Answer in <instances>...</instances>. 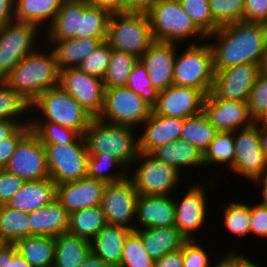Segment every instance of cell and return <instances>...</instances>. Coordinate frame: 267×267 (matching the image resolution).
Segmentation results:
<instances>
[{
    "label": "cell",
    "mask_w": 267,
    "mask_h": 267,
    "mask_svg": "<svg viewBox=\"0 0 267 267\" xmlns=\"http://www.w3.org/2000/svg\"><path fill=\"white\" fill-rule=\"evenodd\" d=\"M39 28L32 23L11 21L0 27V81L28 54L34 52ZM36 41V42H35Z\"/></svg>",
    "instance_id": "cell-10"
},
{
    "label": "cell",
    "mask_w": 267,
    "mask_h": 267,
    "mask_svg": "<svg viewBox=\"0 0 267 267\" xmlns=\"http://www.w3.org/2000/svg\"><path fill=\"white\" fill-rule=\"evenodd\" d=\"M138 60L139 58L132 54L112 49L110 63L102 79L104 88L126 86L130 73Z\"/></svg>",
    "instance_id": "cell-38"
},
{
    "label": "cell",
    "mask_w": 267,
    "mask_h": 267,
    "mask_svg": "<svg viewBox=\"0 0 267 267\" xmlns=\"http://www.w3.org/2000/svg\"><path fill=\"white\" fill-rule=\"evenodd\" d=\"M53 50L58 70L68 68H78L79 65L88 57L100 44V39L92 38H68L64 40H47ZM54 49H53V48Z\"/></svg>",
    "instance_id": "cell-27"
},
{
    "label": "cell",
    "mask_w": 267,
    "mask_h": 267,
    "mask_svg": "<svg viewBox=\"0 0 267 267\" xmlns=\"http://www.w3.org/2000/svg\"><path fill=\"white\" fill-rule=\"evenodd\" d=\"M59 86L68 92L93 118H98L104 104L103 80L79 68L60 71Z\"/></svg>",
    "instance_id": "cell-15"
},
{
    "label": "cell",
    "mask_w": 267,
    "mask_h": 267,
    "mask_svg": "<svg viewBox=\"0 0 267 267\" xmlns=\"http://www.w3.org/2000/svg\"><path fill=\"white\" fill-rule=\"evenodd\" d=\"M213 53L209 43H189L174 63L173 85L201 90L205 95L214 83Z\"/></svg>",
    "instance_id": "cell-7"
},
{
    "label": "cell",
    "mask_w": 267,
    "mask_h": 267,
    "mask_svg": "<svg viewBox=\"0 0 267 267\" xmlns=\"http://www.w3.org/2000/svg\"><path fill=\"white\" fill-rule=\"evenodd\" d=\"M154 262L146 252L142 238L132 230L125 239L118 267H154Z\"/></svg>",
    "instance_id": "cell-44"
},
{
    "label": "cell",
    "mask_w": 267,
    "mask_h": 267,
    "mask_svg": "<svg viewBox=\"0 0 267 267\" xmlns=\"http://www.w3.org/2000/svg\"><path fill=\"white\" fill-rule=\"evenodd\" d=\"M43 114L42 119L32 117L30 121L57 123L78 131L82 136L93 117L61 86L43 91L30 105ZM38 119V120H37Z\"/></svg>",
    "instance_id": "cell-6"
},
{
    "label": "cell",
    "mask_w": 267,
    "mask_h": 267,
    "mask_svg": "<svg viewBox=\"0 0 267 267\" xmlns=\"http://www.w3.org/2000/svg\"><path fill=\"white\" fill-rule=\"evenodd\" d=\"M136 128L105 123L93 118L83 134L88 153H106L114 156L127 168L137 158L138 135Z\"/></svg>",
    "instance_id": "cell-3"
},
{
    "label": "cell",
    "mask_w": 267,
    "mask_h": 267,
    "mask_svg": "<svg viewBox=\"0 0 267 267\" xmlns=\"http://www.w3.org/2000/svg\"><path fill=\"white\" fill-rule=\"evenodd\" d=\"M126 86L153 105L158 91L153 87L149 73L140 60L134 65Z\"/></svg>",
    "instance_id": "cell-48"
},
{
    "label": "cell",
    "mask_w": 267,
    "mask_h": 267,
    "mask_svg": "<svg viewBox=\"0 0 267 267\" xmlns=\"http://www.w3.org/2000/svg\"><path fill=\"white\" fill-rule=\"evenodd\" d=\"M91 252L90 241L62 233L55 237V255L53 267H80Z\"/></svg>",
    "instance_id": "cell-31"
},
{
    "label": "cell",
    "mask_w": 267,
    "mask_h": 267,
    "mask_svg": "<svg viewBox=\"0 0 267 267\" xmlns=\"http://www.w3.org/2000/svg\"><path fill=\"white\" fill-rule=\"evenodd\" d=\"M132 230L114 224H106L90 241L91 252L105 263L118 267L127 235Z\"/></svg>",
    "instance_id": "cell-26"
},
{
    "label": "cell",
    "mask_w": 267,
    "mask_h": 267,
    "mask_svg": "<svg viewBox=\"0 0 267 267\" xmlns=\"http://www.w3.org/2000/svg\"><path fill=\"white\" fill-rule=\"evenodd\" d=\"M254 182L258 183L262 187V189H261L262 190L261 191L262 192L261 193V196H262L261 199L262 200L259 203L267 207V174H265L264 176L256 179Z\"/></svg>",
    "instance_id": "cell-64"
},
{
    "label": "cell",
    "mask_w": 267,
    "mask_h": 267,
    "mask_svg": "<svg viewBox=\"0 0 267 267\" xmlns=\"http://www.w3.org/2000/svg\"><path fill=\"white\" fill-rule=\"evenodd\" d=\"M92 6L101 7L112 12H126V0H88Z\"/></svg>",
    "instance_id": "cell-57"
},
{
    "label": "cell",
    "mask_w": 267,
    "mask_h": 267,
    "mask_svg": "<svg viewBox=\"0 0 267 267\" xmlns=\"http://www.w3.org/2000/svg\"><path fill=\"white\" fill-rule=\"evenodd\" d=\"M15 0H0V27L14 20Z\"/></svg>",
    "instance_id": "cell-58"
},
{
    "label": "cell",
    "mask_w": 267,
    "mask_h": 267,
    "mask_svg": "<svg viewBox=\"0 0 267 267\" xmlns=\"http://www.w3.org/2000/svg\"><path fill=\"white\" fill-rule=\"evenodd\" d=\"M138 222L134 230L175 226L174 198L170 195H139L136 204ZM138 226V227H137Z\"/></svg>",
    "instance_id": "cell-23"
},
{
    "label": "cell",
    "mask_w": 267,
    "mask_h": 267,
    "mask_svg": "<svg viewBox=\"0 0 267 267\" xmlns=\"http://www.w3.org/2000/svg\"><path fill=\"white\" fill-rule=\"evenodd\" d=\"M234 153L233 132H218L203 153L204 166L226 163V167L230 170L233 167Z\"/></svg>",
    "instance_id": "cell-41"
},
{
    "label": "cell",
    "mask_w": 267,
    "mask_h": 267,
    "mask_svg": "<svg viewBox=\"0 0 267 267\" xmlns=\"http://www.w3.org/2000/svg\"><path fill=\"white\" fill-rule=\"evenodd\" d=\"M14 245L32 267H53L55 237L32 235L17 240Z\"/></svg>",
    "instance_id": "cell-33"
},
{
    "label": "cell",
    "mask_w": 267,
    "mask_h": 267,
    "mask_svg": "<svg viewBox=\"0 0 267 267\" xmlns=\"http://www.w3.org/2000/svg\"><path fill=\"white\" fill-rule=\"evenodd\" d=\"M20 125L16 120L0 119V141L9 137Z\"/></svg>",
    "instance_id": "cell-59"
},
{
    "label": "cell",
    "mask_w": 267,
    "mask_h": 267,
    "mask_svg": "<svg viewBox=\"0 0 267 267\" xmlns=\"http://www.w3.org/2000/svg\"><path fill=\"white\" fill-rule=\"evenodd\" d=\"M106 224L101 206L89 207L70 214L68 233L91 241Z\"/></svg>",
    "instance_id": "cell-34"
},
{
    "label": "cell",
    "mask_w": 267,
    "mask_h": 267,
    "mask_svg": "<svg viewBox=\"0 0 267 267\" xmlns=\"http://www.w3.org/2000/svg\"><path fill=\"white\" fill-rule=\"evenodd\" d=\"M115 168L117 172L107 171ZM127 167L114 156L106 153H89L86 176L108 183L118 182L128 177Z\"/></svg>",
    "instance_id": "cell-36"
},
{
    "label": "cell",
    "mask_w": 267,
    "mask_h": 267,
    "mask_svg": "<svg viewBox=\"0 0 267 267\" xmlns=\"http://www.w3.org/2000/svg\"><path fill=\"white\" fill-rule=\"evenodd\" d=\"M209 5L219 26L243 21L244 0H209Z\"/></svg>",
    "instance_id": "cell-46"
},
{
    "label": "cell",
    "mask_w": 267,
    "mask_h": 267,
    "mask_svg": "<svg viewBox=\"0 0 267 267\" xmlns=\"http://www.w3.org/2000/svg\"><path fill=\"white\" fill-rule=\"evenodd\" d=\"M213 53L214 69L255 64L262 65L267 47V25L236 22L220 26L207 35Z\"/></svg>",
    "instance_id": "cell-1"
},
{
    "label": "cell",
    "mask_w": 267,
    "mask_h": 267,
    "mask_svg": "<svg viewBox=\"0 0 267 267\" xmlns=\"http://www.w3.org/2000/svg\"><path fill=\"white\" fill-rule=\"evenodd\" d=\"M210 267H237V253L234 250L228 251L215 265Z\"/></svg>",
    "instance_id": "cell-61"
},
{
    "label": "cell",
    "mask_w": 267,
    "mask_h": 267,
    "mask_svg": "<svg viewBox=\"0 0 267 267\" xmlns=\"http://www.w3.org/2000/svg\"><path fill=\"white\" fill-rule=\"evenodd\" d=\"M202 112L218 132H234L255 123L247 102L223 99L212 90L204 99Z\"/></svg>",
    "instance_id": "cell-16"
},
{
    "label": "cell",
    "mask_w": 267,
    "mask_h": 267,
    "mask_svg": "<svg viewBox=\"0 0 267 267\" xmlns=\"http://www.w3.org/2000/svg\"><path fill=\"white\" fill-rule=\"evenodd\" d=\"M111 12L107 9L92 6L83 0V16H81V38H107L108 22Z\"/></svg>",
    "instance_id": "cell-39"
},
{
    "label": "cell",
    "mask_w": 267,
    "mask_h": 267,
    "mask_svg": "<svg viewBox=\"0 0 267 267\" xmlns=\"http://www.w3.org/2000/svg\"><path fill=\"white\" fill-rule=\"evenodd\" d=\"M31 236L56 237L67 233L70 214L54 199L50 204L33 212H29Z\"/></svg>",
    "instance_id": "cell-25"
},
{
    "label": "cell",
    "mask_w": 267,
    "mask_h": 267,
    "mask_svg": "<svg viewBox=\"0 0 267 267\" xmlns=\"http://www.w3.org/2000/svg\"><path fill=\"white\" fill-rule=\"evenodd\" d=\"M6 244V242L0 237V249Z\"/></svg>",
    "instance_id": "cell-69"
},
{
    "label": "cell",
    "mask_w": 267,
    "mask_h": 267,
    "mask_svg": "<svg viewBox=\"0 0 267 267\" xmlns=\"http://www.w3.org/2000/svg\"><path fill=\"white\" fill-rule=\"evenodd\" d=\"M233 137L235 153L230 170L251 181L267 174V158L260 147L259 125L255 122L238 129L233 132Z\"/></svg>",
    "instance_id": "cell-12"
},
{
    "label": "cell",
    "mask_w": 267,
    "mask_h": 267,
    "mask_svg": "<svg viewBox=\"0 0 267 267\" xmlns=\"http://www.w3.org/2000/svg\"><path fill=\"white\" fill-rule=\"evenodd\" d=\"M80 267H113L112 265L105 263L94 253L90 252Z\"/></svg>",
    "instance_id": "cell-62"
},
{
    "label": "cell",
    "mask_w": 267,
    "mask_h": 267,
    "mask_svg": "<svg viewBox=\"0 0 267 267\" xmlns=\"http://www.w3.org/2000/svg\"><path fill=\"white\" fill-rule=\"evenodd\" d=\"M247 104L255 122L267 111V73L260 71Z\"/></svg>",
    "instance_id": "cell-49"
},
{
    "label": "cell",
    "mask_w": 267,
    "mask_h": 267,
    "mask_svg": "<svg viewBox=\"0 0 267 267\" xmlns=\"http://www.w3.org/2000/svg\"><path fill=\"white\" fill-rule=\"evenodd\" d=\"M196 240H187L183 244V267H210L209 253Z\"/></svg>",
    "instance_id": "cell-50"
},
{
    "label": "cell",
    "mask_w": 267,
    "mask_h": 267,
    "mask_svg": "<svg viewBox=\"0 0 267 267\" xmlns=\"http://www.w3.org/2000/svg\"><path fill=\"white\" fill-rule=\"evenodd\" d=\"M56 198V184L51 178L25 181L6 206L23 212H33L50 204Z\"/></svg>",
    "instance_id": "cell-24"
},
{
    "label": "cell",
    "mask_w": 267,
    "mask_h": 267,
    "mask_svg": "<svg viewBox=\"0 0 267 267\" xmlns=\"http://www.w3.org/2000/svg\"><path fill=\"white\" fill-rule=\"evenodd\" d=\"M130 175L126 179L106 185L100 206L107 224L134 230L136 223L133 222L136 220V204L139 194Z\"/></svg>",
    "instance_id": "cell-13"
},
{
    "label": "cell",
    "mask_w": 267,
    "mask_h": 267,
    "mask_svg": "<svg viewBox=\"0 0 267 267\" xmlns=\"http://www.w3.org/2000/svg\"><path fill=\"white\" fill-rule=\"evenodd\" d=\"M217 133V129L202 112L199 115L184 119L180 139L189 142L204 153Z\"/></svg>",
    "instance_id": "cell-37"
},
{
    "label": "cell",
    "mask_w": 267,
    "mask_h": 267,
    "mask_svg": "<svg viewBox=\"0 0 267 267\" xmlns=\"http://www.w3.org/2000/svg\"><path fill=\"white\" fill-rule=\"evenodd\" d=\"M28 236H31L29 213L1 205L0 237L7 244H14L17 240Z\"/></svg>",
    "instance_id": "cell-35"
},
{
    "label": "cell",
    "mask_w": 267,
    "mask_h": 267,
    "mask_svg": "<svg viewBox=\"0 0 267 267\" xmlns=\"http://www.w3.org/2000/svg\"><path fill=\"white\" fill-rule=\"evenodd\" d=\"M31 131L42 144H70L76 142L82 135L69 127L48 121H30Z\"/></svg>",
    "instance_id": "cell-40"
},
{
    "label": "cell",
    "mask_w": 267,
    "mask_h": 267,
    "mask_svg": "<svg viewBox=\"0 0 267 267\" xmlns=\"http://www.w3.org/2000/svg\"><path fill=\"white\" fill-rule=\"evenodd\" d=\"M4 169L24 181L50 178L44 146L32 131L18 143Z\"/></svg>",
    "instance_id": "cell-14"
},
{
    "label": "cell",
    "mask_w": 267,
    "mask_h": 267,
    "mask_svg": "<svg viewBox=\"0 0 267 267\" xmlns=\"http://www.w3.org/2000/svg\"><path fill=\"white\" fill-rule=\"evenodd\" d=\"M64 0H15L14 21L32 23L39 29L51 24ZM49 21V22H48ZM44 22V23H43Z\"/></svg>",
    "instance_id": "cell-32"
},
{
    "label": "cell",
    "mask_w": 267,
    "mask_h": 267,
    "mask_svg": "<svg viewBox=\"0 0 267 267\" xmlns=\"http://www.w3.org/2000/svg\"><path fill=\"white\" fill-rule=\"evenodd\" d=\"M261 71L267 73V47H266L264 59H263L262 65H261Z\"/></svg>",
    "instance_id": "cell-68"
},
{
    "label": "cell",
    "mask_w": 267,
    "mask_h": 267,
    "mask_svg": "<svg viewBox=\"0 0 267 267\" xmlns=\"http://www.w3.org/2000/svg\"><path fill=\"white\" fill-rule=\"evenodd\" d=\"M150 155L156 160L176 168L180 173L183 168L185 170V167L195 166L197 168L204 165L203 153L189 142L181 139L154 149Z\"/></svg>",
    "instance_id": "cell-30"
},
{
    "label": "cell",
    "mask_w": 267,
    "mask_h": 267,
    "mask_svg": "<svg viewBox=\"0 0 267 267\" xmlns=\"http://www.w3.org/2000/svg\"><path fill=\"white\" fill-rule=\"evenodd\" d=\"M205 97L201 90L171 85L158 91L152 110L158 115L185 119L202 113Z\"/></svg>",
    "instance_id": "cell-17"
},
{
    "label": "cell",
    "mask_w": 267,
    "mask_h": 267,
    "mask_svg": "<svg viewBox=\"0 0 267 267\" xmlns=\"http://www.w3.org/2000/svg\"><path fill=\"white\" fill-rule=\"evenodd\" d=\"M176 44L154 41L139 58L157 91L173 85L174 63L178 53Z\"/></svg>",
    "instance_id": "cell-21"
},
{
    "label": "cell",
    "mask_w": 267,
    "mask_h": 267,
    "mask_svg": "<svg viewBox=\"0 0 267 267\" xmlns=\"http://www.w3.org/2000/svg\"><path fill=\"white\" fill-rule=\"evenodd\" d=\"M50 178L55 184L86 177L87 151L84 137L70 144H43Z\"/></svg>",
    "instance_id": "cell-9"
},
{
    "label": "cell",
    "mask_w": 267,
    "mask_h": 267,
    "mask_svg": "<svg viewBox=\"0 0 267 267\" xmlns=\"http://www.w3.org/2000/svg\"><path fill=\"white\" fill-rule=\"evenodd\" d=\"M243 21L267 25V0H244Z\"/></svg>",
    "instance_id": "cell-53"
},
{
    "label": "cell",
    "mask_w": 267,
    "mask_h": 267,
    "mask_svg": "<svg viewBox=\"0 0 267 267\" xmlns=\"http://www.w3.org/2000/svg\"><path fill=\"white\" fill-rule=\"evenodd\" d=\"M81 16H83V0H64L48 26L46 40L81 38Z\"/></svg>",
    "instance_id": "cell-28"
},
{
    "label": "cell",
    "mask_w": 267,
    "mask_h": 267,
    "mask_svg": "<svg viewBox=\"0 0 267 267\" xmlns=\"http://www.w3.org/2000/svg\"><path fill=\"white\" fill-rule=\"evenodd\" d=\"M8 267H32L28 261L17 251L13 257L8 260Z\"/></svg>",
    "instance_id": "cell-63"
},
{
    "label": "cell",
    "mask_w": 267,
    "mask_h": 267,
    "mask_svg": "<svg viewBox=\"0 0 267 267\" xmlns=\"http://www.w3.org/2000/svg\"><path fill=\"white\" fill-rule=\"evenodd\" d=\"M260 147L267 158V128L259 126Z\"/></svg>",
    "instance_id": "cell-66"
},
{
    "label": "cell",
    "mask_w": 267,
    "mask_h": 267,
    "mask_svg": "<svg viewBox=\"0 0 267 267\" xmlns=\"http://www.w3.org/2000/svg\"><path fill=\"white\" fill-rule=\"evenodd\" d=\"M41 49L23 58L3 80L30 105L43 91L59 85L60 71L55 54L49 44L47 50Z\"/></svg>",
    "instance_id": "cell-2"
},
{
    "label": "cell",
    "mask_w": 267,
    "mask_h": 267,
    "mask_svg": "<svg viewBox=\"0 0 267 267\" xmlns=\"http://www.w3.org/2000/svg\"><path fill=\"white\" fill-rule=\"evenodd\" d=\"M16 252L17 249L14 244L6 243L0 249V267H8V260H10Z\"/></svg>",
    "instance_id": "cell-60"
},
{
    "label": "cell",
    "mask_w": 267,
    "mask_h": 267,
    "mask_svg": "<svg viewBox=\"0 0 267 267\" xmlns=\"http://www.w3.org/2000/svg\"><path fill=\"white\" fill-rule=\"evenodd\" d=\"M214 71L212 91L218 97L247 102L261 71V65L242 64Z\"/></svg>",
    "instance_id": "cell-18"
},
{
    "label": "cell",
    "mask_w": 267,
    "mask_h": 267,
    "mask_svg": "<svg viewBox=\"0 0 267 267\" xmlns=\"http://www.w3.org/2000/svg\"><path fill=\"white\" fill-rule=\"evenodd\" d=\"M179 2L184 12L206 36L220 27L213 20L209 0H179Z\"/></svg>",
    "instance_id": "cell-45"
},
{
    "label": "cell",
    "mask_w": 267,
    "mask_h": 267,
    "mask_svg": "<svg viewBox=\"0 0 267 267\" xmlns=\"http://www.w3.org/2000/svg\"><path fill=\"white\" fill-rule=\"evenodd\" d=\"M225 205V206H224ZM223 205V220L226 229L241 237L250 234V205L239 201H230Z\"/></svg>",
    "instance_id": "cell-43"
},
{
    "label": "cell",
    "mask_w": 267,
    "mask_h": 267,
    "mask_svg": "<svg viewBox=\"0 0 267 267\" xmlns=\"http://www.w3.org/2000/svg\"><path fill=\"white\" fill-rule=\"evenodd\" d=\"M160 0H126V12L147 14Z\"/></svg>",
    "instance_id": "cell-56"
},
{
    "label": "cell",
    "mask_w": 267,
    "mask_h": 267,
    "mask_svg": "<svg viewBox=\"0 0 267 267\" xmlns=\"http://www.w3.org/2000/svg\"><path fill=\"white\" fill-rule=\"evenodd\" d=\"M106 41L112 49L140 58L154 42L147 14L112 12Z\"/></svg>",
    "instance_id": "cell-5"
},
{
    "label": "cell",
    "mask_w": 267,
    "mask_h": 267,
    "mask_svg": "<svg viewBox=\"0 0 267 267\" xmlns=\"http://www.w3.org/2000/svg\"><path fill=\"white\" fill-rule=\"evenodd\" d=\"M31 131L30 124L20 125L9 137L0 141V169L5 168L18 143Z\"/></svg>",
    "instance_id": "cell-51"
},
{
    "label": "cell",
    "mask_w": 267,
    "mask_h": 267,
    "mask_svg": "<svg viewBox=\"0 0 267 267\" xmlns=\"http://www.w3.org/2000/svg\"><path fill=\"white\" fill-rule=\"evenodd\" d=\"M135 163L138 167L130 178L139 195H171L181 181V173L176 168L156 160L150 154L139 152L133 165Z\"/></svg>",
    "instance_id": "cell-11"
},
{
    "label": "cell",
    "mask_w": 267,
    "mask_h": 267,
    "mask_svg": "<svg viewBox=\"0 0 267 267\" xmlns=\"http://www.w3.org/2000/svg\"><path fill=\"white\" fill-rule=\"evenodd\" d=\"M154 267H183V246L155 260Z\"/></svg>",
    "instance_id": "cell-55"
},
{
    "label": "cell",
    "mask_w": 267,
    "mask_h": 267,
    "mask_svg": "<svg viewBox=\"0 0 267 267\" xmlns=\"http://www.w3.org/2000/svg\"><path fill=\"white\" fill-rule=\"evenodd\" d=\"M147 16L154 41L176 43L195 36L199 37L197 42L207 40V36L184 12L179 0H160Z\"/></svg>",
    "instance_id": "cell-4"
},
{
    "label": "cell",
    "mask_w": 267,
    "mask_h": 267,
    "mask_svg": "<svg viewBox=\"0 0 267 267\" xmlns=\"http://www.w3.org/2000/svg\"><path fill=\"white\" fill-rule=\"evenodd\" d=\"M151 111L152 105L127 86L113 87L104 90L103 109L98 119L113 125L136 127Z\"/></svg>",
    "instance_id": "cell-8"
},
{
    "label": "cell",
    "mask_w": 267,
    "mask_h": 267,
    "mask_svg": "<svg viewBox=\"0 0 267 267\" xmlns=\"http://www.w3.org/2000/svg\"><path fill=\"white\" fill-rule=\"evenodd\" d=\"M111 51L112 48L108 42L101 41L78 68L86 74L103 79L110 63Z\"/></svg>",
    "instance_id": "cell-47"
},
{
    "label": "cell",
    "mask_w": 267,
    "mask_h": 267,
    "mask_svg": "<svg viewBox=\"0 0 267 267\" xmlns=\"http://www.w3.org/2000/svg\"><path fill=\"white\" fill-rule=\"evenodd\" d=\"M237 252V267H260L256 262L249 260L247 256Z\"/></svg>",
    "instance_id": "cell-65"
},
{
    "label": "cell",
    "mask_w": 267,
    "mask_h": 267,
    "mask_svg": "<svg viewBox=\"0 0 267 267\" xmlns=\"http://www.w3.org/2000/svg\"><path fill=\"white\" fill-rule=\"evenodd\" d=\"M142 125L145 130L138 136V151L150 154L154 149L180 139L184 118L158 115L152 110Z\"/></svg>",
    "instance_id": "cell-22"
},
{
    "label": "cell",
    "mask_w": 267,
    "mask_h": 267,
    "mask_svg": "<svg viewBox=\"0 0 267 267\" xmlns=\"http://www.w3.org/2000/svg\"><path fill=\"white\" fill-rule=\"evenodd\" d=\"M28 111L31 112L30 104L4 81H0V119L16 120L21 125L30 124L28 117L23 121L22 118H19Z\"/></svg>",
    "instance_id": "cell-42"
},
{
    "label": "cell",
    "mask_w": 267,
    "mask_h": 267,
    "mask_svg": "<svg viewBox=\"0 0 267 267\" xmlns=\"http://www.w3.org/2000/svg\"><path fill=\"white\" fill-rule=\"evenodd\" d=\"M134 231L142 238L146 252L154 260L182 248L187 241L175 226L143 228Z\"/></svg>",
    "instance_id": "cell-29"
},
{
    "label": "cell",
    "mask_w": 267,
    "mask_h": 267,
    "mask_svg": "<svg viewBox=\"0 0 267 267\" xmlns=\"http://www.w3.org/2000/svg\"><path fill=\"white\" fill-rule=\"evenodd\" d=\"M20 177L0 169V206L6 205L7 202L15 195L24 184Z\"/></svg>",
    "instance_id": "cell-52"
},
{
    "label": "cell",
    "mask_w": 267,
    "mask_h": 267,
    "mask_svg": "<svg viewBox=\"0 0 267 267\" xmlns=\"http://www.w3.org/2000/svg\"><path fill=\"white\" fill-rule=\"evenodd\" d=\"M107 183L95 178L83 177L73 182L56 185V200L71 214L101 205Z\"/></svg>",
    "instance_id": "cell-20"
},
{
    "label": "cell",
    "mask_w": 267,
    "mask_h": 267,
    "mask_svg": "<svg viewBox=\"0 0 267 267\" xmlns=\"http://www.w3.org/2000/svg\"><path fill=\"white\" fill-rule=\"evenodd\" d=\"M187 189L184 197L180 198L182 200L179 202L174 200L175 227L187 240H195L193 234L204 228L203 225L206 223L207 194H205V188L199 184L192 185Z\"/></svg>",
    "instance_id": "cell-19"
},
{
    "label": "cell",
    "mask_w": 267,
    "mask_h": 267,
    "mask_svg": "<svg viewBox=\"0 0 267 267\" xmlns=\"http://www.w3.org/2000/svg\"><path fill=\"white\" fill-rule=\"evenodd\" d=\"M256 123L261 127L267 128V111L259 118Z\"/></svg>",
    "instance_id": "cell-67"
},
{
    "label": "cell",
    "mask_w": 267,
    "mask_h": 267,
    "mask_svg": "<svg viewBox=\"0 0 267 267\" xmlns=\"http://www.w3.org/2000/svg\"><path fill=\"white\" fill-rule=\"evenodd\" d=\"M250 234L267 238V207L258 203L250 205Z\"/></svg>",
    "instance_id": "cell-54"
}]
</instances>
